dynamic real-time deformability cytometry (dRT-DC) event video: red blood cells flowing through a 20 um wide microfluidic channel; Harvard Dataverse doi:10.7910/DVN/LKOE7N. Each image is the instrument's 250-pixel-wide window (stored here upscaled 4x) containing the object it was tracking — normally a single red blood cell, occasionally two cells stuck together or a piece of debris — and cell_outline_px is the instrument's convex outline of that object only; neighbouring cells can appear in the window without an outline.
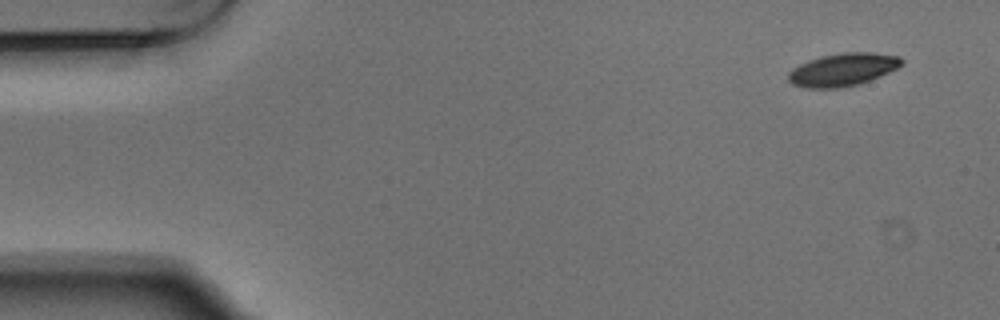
{"species": "Egyptian fruit bat (a non-hibernating species)", "species_latin": "Rousettus aegyptiacus", "temperature_condition": "warm", "stored_images_in_passage": 4, "camera_frame_rate_fps": 3000, "um_per_image_px": 0.085, "animal": {"sex": "male"}, "frame": {"image": 1, "passage_image": 1, "time_ms": 0.0, "image_size_px": [1000, 320], "cell_outline_px": [[904, 64], [880, 76], [860, 84], [840, 88], [804, 88], [792, 84], [788, 80], [788, 72], [792, 68], [808, 60], [820, 56], [844, 52], [872, 52], [900, 56], [904, 60]], "centroid_in_image_um": [71.63, 5.91], "position_along_channel_um": 13.4, "area_um2": 21.91}}
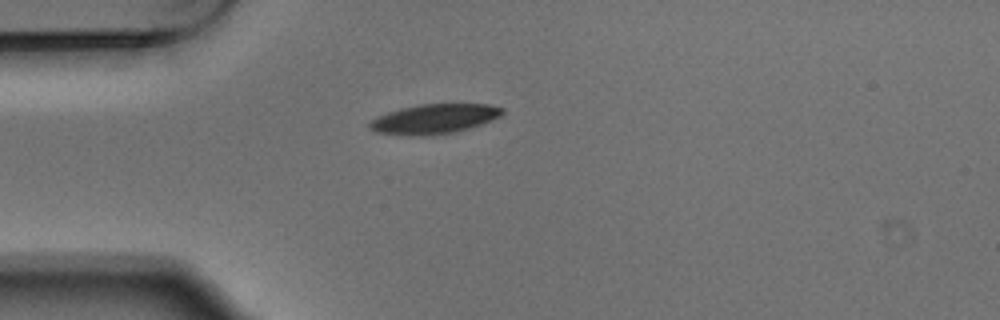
{"frame": {"image": 2, "passage_image": 4, "time_ms": 1.0, "image_size_px": [1000, 320], "cell_outline_px": [[504, 112], [500, 116], [492, 120], [468, 128], [452, 132], [428, 136], [412, 136], [376, 132], [368, 128], [368, 124], [376, 116], [400, 108], [420, 104], [488, 104], [504, 108]], "centroid_in_image_um": [36.88, 10.1], "position_along_channel_um": 48.1, "area_um2": 22.95}}